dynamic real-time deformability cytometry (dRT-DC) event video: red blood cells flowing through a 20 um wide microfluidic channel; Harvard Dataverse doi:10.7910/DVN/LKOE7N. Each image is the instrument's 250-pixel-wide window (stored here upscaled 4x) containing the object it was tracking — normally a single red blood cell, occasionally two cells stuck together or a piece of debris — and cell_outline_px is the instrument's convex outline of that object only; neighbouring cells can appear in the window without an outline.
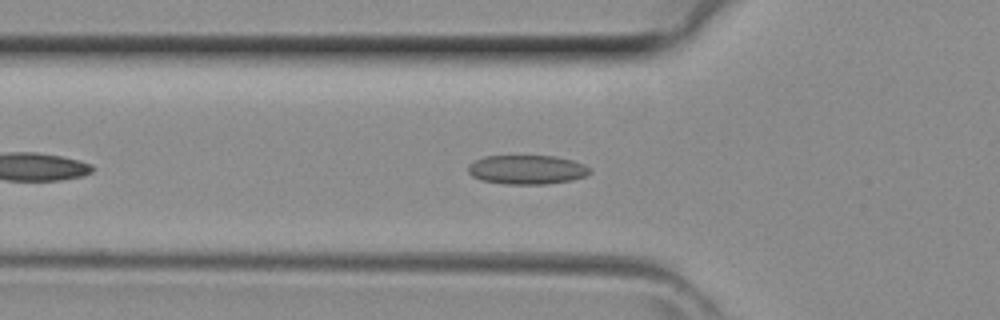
{"species": "common noctule bat (a hibernating species)", "species_latin": "Nyctalus noctula", "temperature_condition": "room temperature", "stored_images_in_passage": 31, "camera_frame_rate_fps": 3000, "um_per_image_px": 0.085, "animal": {"sex": "female", "body_mass_g": 29.2, "forearm_length_mm": 56.3}, "frame": {"image": 1, "passage_image": 6, "time_ms": 1.667, "image_size_px": [1000, 320], "cell_outline_px": [[592, 172], [584, 176], [572, 180], [548, 184], [504, 184], [480, 180], [472, 176], [468, 172], [468, 164], [484, 156], [556, 156], [572, 160], [584, 164], [592, 168]], "centroid_in_image_um": [44.8, 14.42], "position_along_channel_um": 81.0, "area_um2": 20.87}}
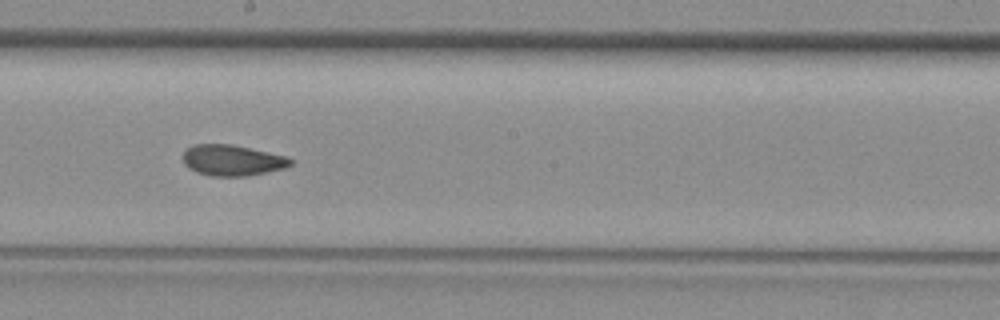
{"frame": {"image": 2, "passage_image": 15, "time_ms": 4.667, "image_size_px": [1000, 320], "cell_outline_px": [[292, 164], [284, 168], [244, 176], [212, 176], [196, 172], [188, 168], [184, 164], [184, 152], [192, 144], [232, 144], [288, 156], [292, 160]], "centroid_in_image_um": [19.73, 13.61], "position_along_channel_um": 228.5, "area_um2": 19.31}}
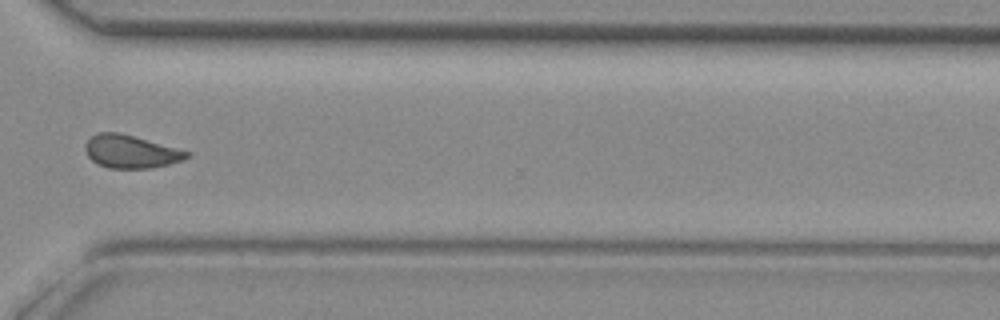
{"frame": {"image": 3, "passage_image": 23, "time_ms": 7.333, "image_size_px": [1000, 320], "cell_outline_px": [[192, 152], [184, 160], [152, 168], [108, 168], [96, 164], [88, 156], [84, 148], [84, 144], [96, 132], [120, 132]], "centroid_in_image_um": [11.1, 12.88], "position_along_channel_um": 359.5, "area_um2": 19.65}}